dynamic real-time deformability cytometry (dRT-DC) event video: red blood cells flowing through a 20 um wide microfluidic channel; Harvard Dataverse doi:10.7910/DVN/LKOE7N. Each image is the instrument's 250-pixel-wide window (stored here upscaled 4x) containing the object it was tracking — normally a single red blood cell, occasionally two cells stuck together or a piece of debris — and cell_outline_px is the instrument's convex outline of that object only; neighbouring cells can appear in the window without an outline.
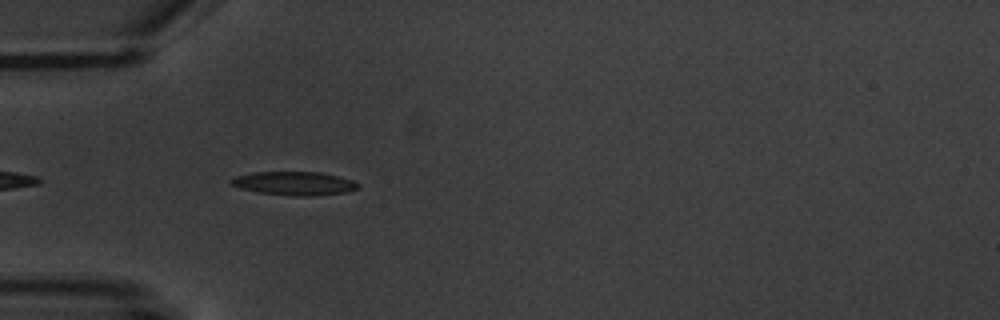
{"species": "common noctule bat (a hibernating species)", "species_latin": "Nyctalus noctula", "temperature_condition": "warm", "stored_images_in_passage": 4, "camera_frame_rate_fps": 3000, "um_per_image_px": 0.085, "animal": {"sex": "male", "body_mass_g": 20.1, "forearm_length_mm": 53.5}, "frame": {"image": 1, "passage_image": 3, "time_ms": 2.333, "image_size_px": [1000, 320], "cell_outline_px": [[360, 188], [344, 192], [312, 196], [296, 196], [260, 192], [240, 188], [232, 184], [228, 180], [236, 176], [252, 172], [320, 172], [352, 180], [360, 184]], "centroid_in_image_um": [25.02, 15.58], "position_along_channel_um": 60.0, "area_um2": 17.28}}